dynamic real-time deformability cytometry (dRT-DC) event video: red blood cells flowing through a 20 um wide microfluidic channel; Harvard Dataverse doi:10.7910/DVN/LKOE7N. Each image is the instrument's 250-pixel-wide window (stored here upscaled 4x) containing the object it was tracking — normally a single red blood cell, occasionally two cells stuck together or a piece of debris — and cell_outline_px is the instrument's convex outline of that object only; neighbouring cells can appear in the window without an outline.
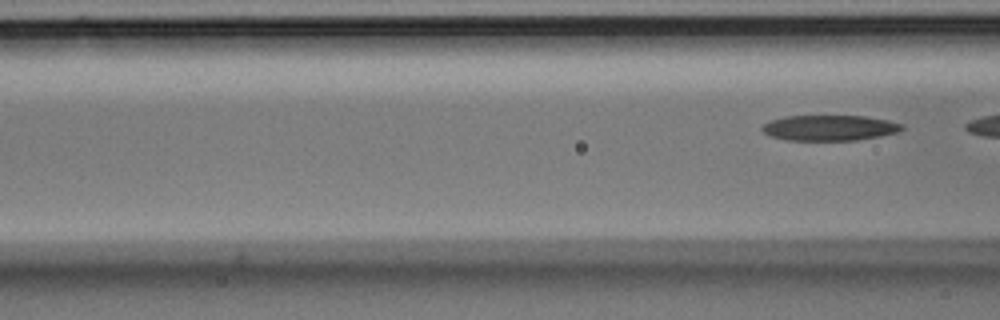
{"species": "Egyptian fruit bat (a non-hibernating species)", "species_latin": "Rousettus aegyptiacus", "temperature_condition": "room temperature", "stored_images_in_passage": 7, "segment_of_instrument_passage": [2, 2], "camera_frame_rate_fps": 3000, "um_per_image_px": 0.085, "animal": {"sex": "male"}, "frame": {"image": 1, "passage_image": 7, "time_ms": 2.0, "image_size_px": [1000, 320], "cell_outline_px": [[904, 128], [900, 132], [880, 136], [856, 140], [784, 140], [772, 136], [764, 132], [760, 128], [768, 120], [784, 116], [864, 116], [888, 120], [904, 124]], "centroid_in_image_um": [70.52, 10.86], "position_along_channel_um": 96.1, "area_um2": 20.92}}